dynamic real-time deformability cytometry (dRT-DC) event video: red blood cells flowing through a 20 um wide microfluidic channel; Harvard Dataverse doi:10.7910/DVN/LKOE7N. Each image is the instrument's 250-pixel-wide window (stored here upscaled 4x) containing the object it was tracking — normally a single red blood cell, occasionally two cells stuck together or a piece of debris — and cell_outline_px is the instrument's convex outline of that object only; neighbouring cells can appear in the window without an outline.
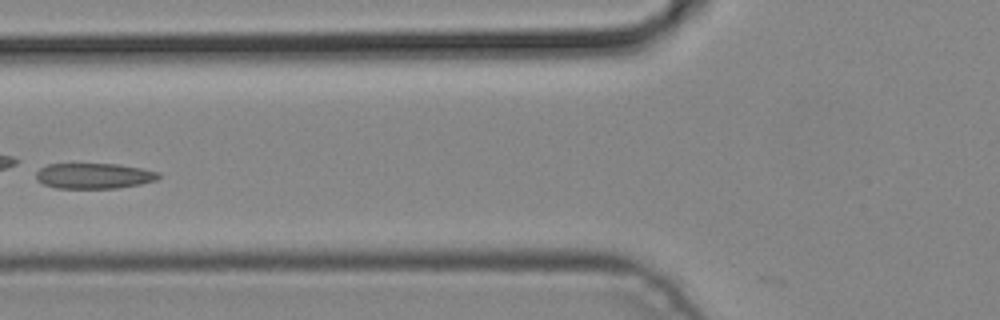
{"species": "common noctule bat (a hibernating species)", "species_latin": "Nyctalus noctula", "temperature_condition": "cold", "stored_images_in_passage": 5, "camera_frame_rate_fps": 3000, "um_per_image_px": 0.085, "animal": {"sex": "male", "body_mass_g": 19.2, "forearm_length_mm": 51.8}, "frame": {"image": 1, "passage_image": 5, "time_ms": 1.333, "image_size_px": [1000, 320], "cell_outline_px": [[160, 176], [156, 180], [140, 184], [116, 188], [56, 188], [44, 184], [36, 180], [36, 172], [40, 168], [48, 164], [116, 164], [140, 168], [160, 172]], "centroid_in_image_um": [7.97, 14.95], "position_along_channel_um": 117.8, "area_um2": 18.15}}